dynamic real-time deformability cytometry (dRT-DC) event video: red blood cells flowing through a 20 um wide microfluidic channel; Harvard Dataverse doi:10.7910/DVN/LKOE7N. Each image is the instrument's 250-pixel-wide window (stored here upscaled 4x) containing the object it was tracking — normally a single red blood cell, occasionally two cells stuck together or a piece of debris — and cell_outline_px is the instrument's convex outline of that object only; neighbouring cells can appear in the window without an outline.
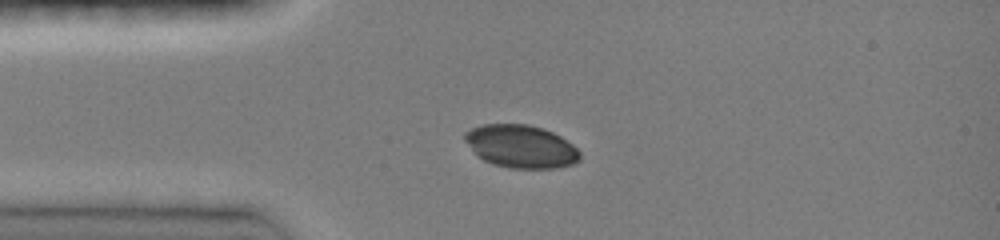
{"species": "common noctule bat (a hibernating species)", "species_latin": "Nyctalus noctula", "temperature_condition": "room temperature", "stored_images_in_passage": 34, "camera_frame_rate_fps": 3000, "um_per_image_px": 0.085, "animal": {"sex": "female", "body_mass_g": 19.0, "forearm_length_mm": 51.5}, "frame": {"image": 1, "passage_image": 1, "time_ms": 0.0, "image_size_px": [1000, 240], "cell_outline_px": [[580, 160], [572, 164], [556, 168], [508, 168], [492, 164], [476, 156], [464, 140], [464, 132], [472, 128], [484, 124], [528, 124], [544, 128], [560, 136], [572, 144], [580, 152]], "centroid_in_image_um": [44.26, 12.44], "position_along_channel_um": 40.7, "area_um2": 28.96}}
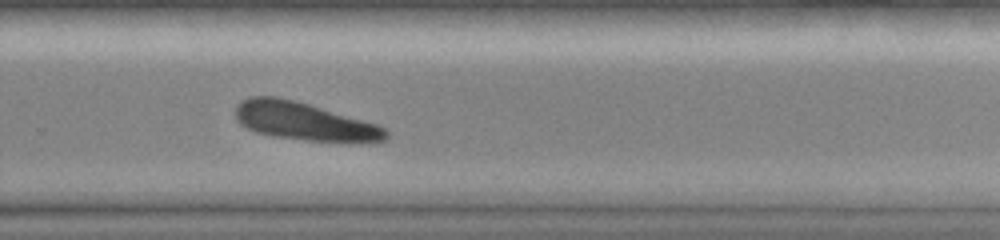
{"frame": {"image": 2, "passage_image": 22, "time_ms": 7.0, "image_size_px": [1000, 240], "cell_outline_px": [[388, 136], [384, 140], [308, 140], [272, 136], [256, 132], [240, 124], [236, 120], [236, 104], [240, 100], [252, 96], [276, 96], [308, 104], [376, 124], [384, 128], [388, 132]], "centroid_in_image_um": [25.73, 10.28], "position_along_channel_um": 304.1, "area_um2": 32.31}}
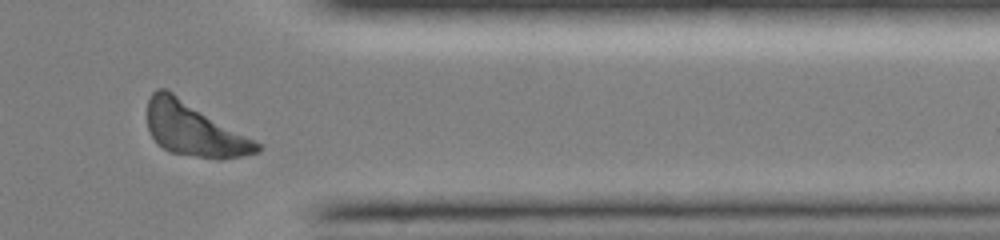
{"frame": {"image": 3, "passage_image": 29, "time_ms": 9.333, "image_size_px": [1000, 240], "cell_outline_px": [[264, 148], [260, 152], [224, 160], [216, 160], [172, 152], [156, 144], [148, 128], [148, 100], [152, 92], [156, 88], [164, 88], [172, 92], [264, 144]], "centroid_in_image_um": [16.57, 11.02], "position_along_channel_um": 394.8, "area_um2": 34.62}}